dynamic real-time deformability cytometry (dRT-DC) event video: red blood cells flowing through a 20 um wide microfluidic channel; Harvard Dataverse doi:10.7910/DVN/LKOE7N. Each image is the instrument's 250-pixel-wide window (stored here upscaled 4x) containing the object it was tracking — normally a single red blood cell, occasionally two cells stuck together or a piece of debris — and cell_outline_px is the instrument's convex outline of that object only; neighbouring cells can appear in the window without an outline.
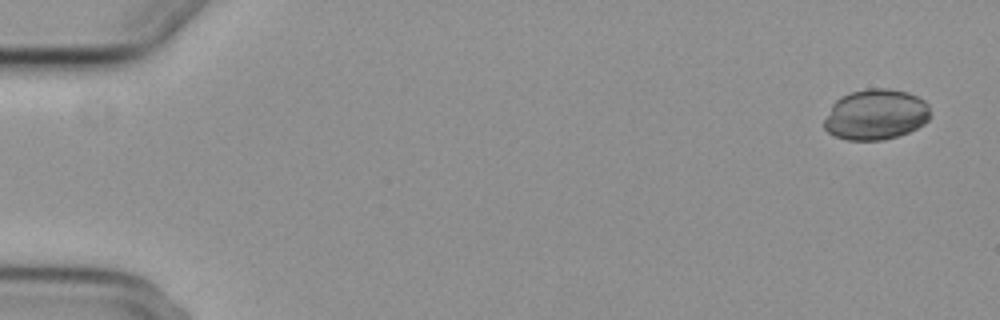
{"species": "common noctule bat (a hibernating species)", "species_latin": "Nyctalus noctula", "temperature_condition": "cold", "stored_images_in_passage": 5, "camera_frame_rate_fps": 3000, "um_per_image_px": 0.085, "animal": {"sex": "female", "body_mass_g": 29.2, "forearm_length_mm": 56.3}, "frame": {"image": 1, "passage_image": 1, "time_ms": 0.0, "image_size_px": [1000, 320], "cell_outline_px": [[928, 120], [924, 124], [908, 132], [884, 140], [848, 140], [836, 136], [828, 132], [824, 128], [824, 120], [832, 104], [840, 96], [852, 92], [868, 88], [888, 88], [908, 92], [924, 100], [928, 104]], "centroid_in_image_um": [74.42, 9.73], "position_along_channel_um": 10.6, "area_um2": 31.21}}